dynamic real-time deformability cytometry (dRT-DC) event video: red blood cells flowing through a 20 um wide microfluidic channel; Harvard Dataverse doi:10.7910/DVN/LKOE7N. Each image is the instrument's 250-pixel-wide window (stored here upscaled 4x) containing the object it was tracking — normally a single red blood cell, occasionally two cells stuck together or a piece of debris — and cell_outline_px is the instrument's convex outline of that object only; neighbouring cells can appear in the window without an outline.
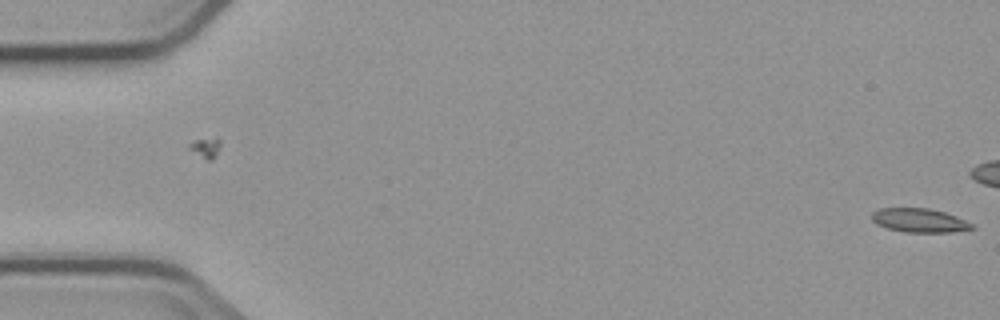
{"species": "common noctule bat (a hibernating species)", "species_latin": "Nyctalus noctula", "temperature_condition": "cold", "stored_images_in_passage": 2, "camera_frame_rate_fps": 3000, "um_per_image_px": 0.085, "animal": {"sex": "male", "body_mass_g": 23.1, "forearm_length_mm": 52.7}, "frame": {"image": 1, "passage_image": 2, "time_ms": 1.333, "image_size_px": [1000, 320], "cell_outline_px": [[976, 228], [952, 232], [904, 232], [888, 228], [876, 224], [872, 220], [872, 212], [880, 208], [928, 208], [944, 212], [956, 216], [976, 224]], "centroid_in_image_um": [78.19, 18.73], "position_along_channel_um": 6.8, "area_um2": 14.05}}